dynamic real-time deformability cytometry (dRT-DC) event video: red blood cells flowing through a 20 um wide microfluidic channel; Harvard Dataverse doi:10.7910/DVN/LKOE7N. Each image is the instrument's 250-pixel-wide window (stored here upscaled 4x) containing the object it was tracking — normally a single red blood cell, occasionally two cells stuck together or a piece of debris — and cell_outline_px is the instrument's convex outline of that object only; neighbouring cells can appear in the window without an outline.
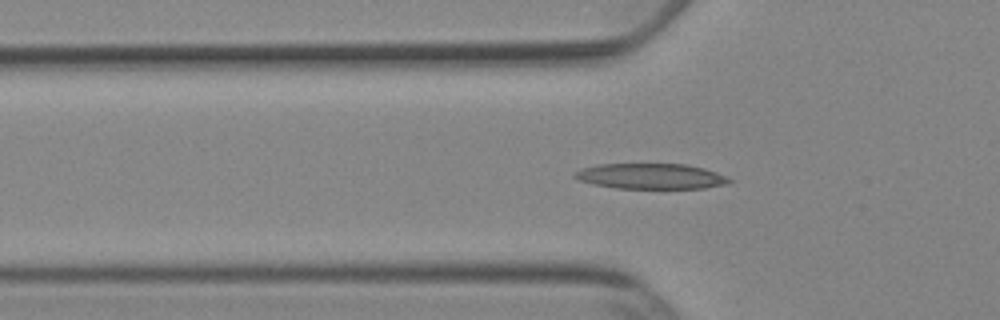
{"species": "Egyptian fruit bat (a non-hibernating species)", "species_latin": "Rousettus aegyptiacus", "temperature_condition": "cold", "stored_images_in_passage": 54, "segment_of_instrument_passage": [1, 2], "camera_frame_rate_fps": 3000, "um_per_image_px": 0.085, "animal": {"sex": "female"}, "frame": {"image": 1, "passage_image": 18, "time_ms": 5.667, "image_size_px": [1000, 320], "cell_outline_px": [[732, 180], [728, 184], [704, 188], [616, 188], [592, 184], [580, 180], [572, 176], [572, 172], [580, 168], [596, 164], [688, 164], [704, 168], [716, 172]], "centroid_in_image_um": [55.27, 14.97], "position_along_channel_um": 70.5, "area_um2": 23.06}}
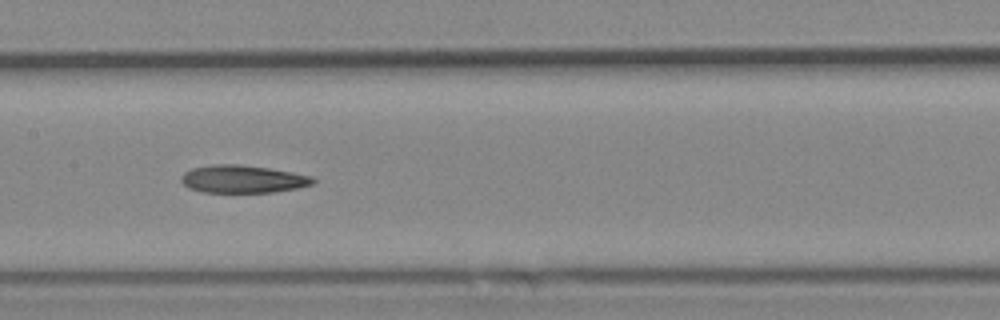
{"frame": {"image": 2, "passage_image": 27, "time_ms": 8.667, "image_size_px": [1000, 320], "cell_outline_px": [[316, 180], [312, 184], [296, 188], [272, 192], [200, 192], [188, 188], [180, 180], [180, 176], [184, 172], [192, 168], [216, 164], [236, 164], [268, 168], [292, 172], [312, 176]], "centroid_in_image_um": [20.6, 15.22], "position_along_channel_um": 186.8, "area_um2": 21.21}}
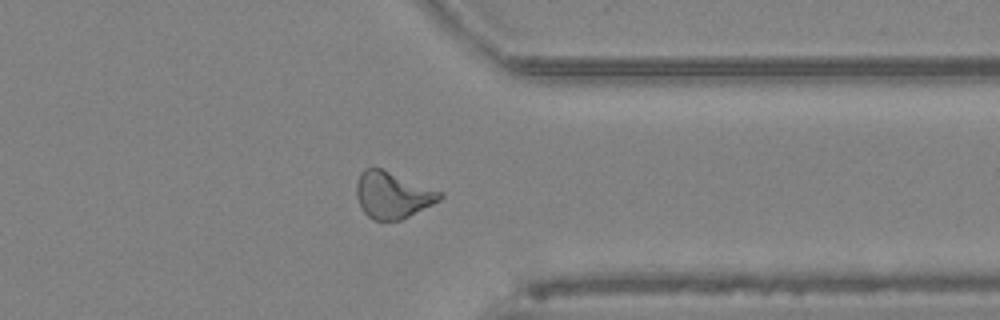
{"frame": {"image": 3, "passage_image": 42, "time_ms": 13.667, "image_size_px": [1000, 320], "cell_outline_px": [[444, 196], [440, 200], [400, 220], [376, 220], [368, 216], [364, 212], [356, 196], [356, 184], [360, 172], [364, 168], [380, 168], [444, 192]], "centroid_in_image_um": [33.36, 16.56], "position_along_channel_um": 378.0, "area_um2": 22.43}}